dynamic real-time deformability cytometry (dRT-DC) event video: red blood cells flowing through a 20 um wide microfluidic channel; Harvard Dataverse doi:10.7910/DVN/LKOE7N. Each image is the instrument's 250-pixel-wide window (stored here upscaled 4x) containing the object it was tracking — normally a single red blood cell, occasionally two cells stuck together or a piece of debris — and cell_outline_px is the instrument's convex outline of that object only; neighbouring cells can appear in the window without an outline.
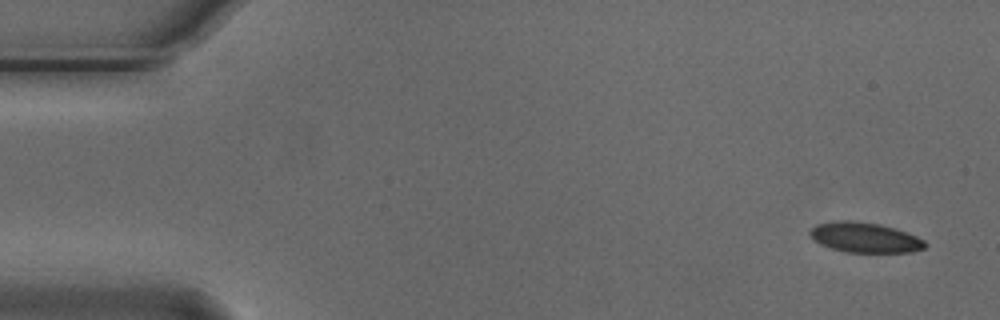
{"species": "Egyptian fruit bat (a non-hibernating species)", "species_latin": "Rousettus aegyptiacus", "temperature_condition": "cold", "stored_images_in_passage": 5, "camera_frame_rate_fps": 3000, "um_per_image_px": 0.085, "animal": {"sex": "male"}, "frame": {"image": 1, "passage_image": 1, "time_ms": 0.0, "image_size_px": [1000, 320], "cell_outline_px": [[928, 244], [924, 248], [912, 252], [844, 252], [820, 244], [812, 240], [808, 232], [816, 224], [836, 220], [852, 220], [880, 224], [916, 236], [924, 240]], "centroid_in_image_um": [73.47, 20.18], "position_along_channel_um": 11.5, "area_um2": 20.23}}
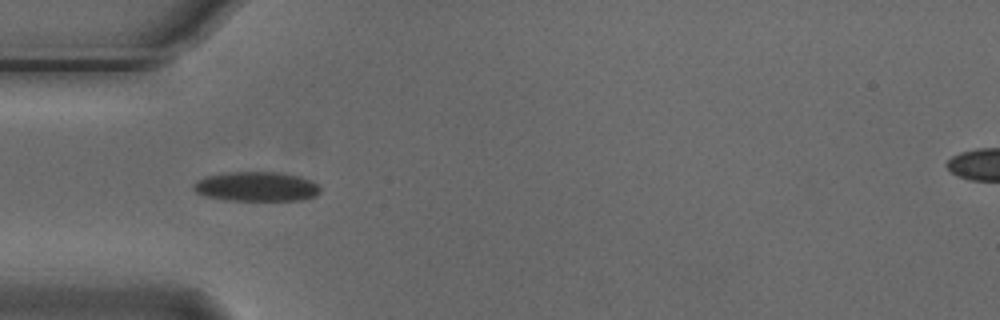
{"frame": {"image": 2, "passage_image": 5, "time_ms": 1.333, "image_size_px": [1000, 320], "cell_outline_px": [[320, 192], [316, 196], [300, 200], [224, 200], [204, 196], [196, 192], [192, 188], [192, 184], [196, 180], [204, 176], [232, 172], [280, 172], [300, 176], [312, 180], [320, 188]], "centroid_in_image_um": [21.77, 15.85], "position_along_channel_um": 63.2, "area_um2": 22.02}}